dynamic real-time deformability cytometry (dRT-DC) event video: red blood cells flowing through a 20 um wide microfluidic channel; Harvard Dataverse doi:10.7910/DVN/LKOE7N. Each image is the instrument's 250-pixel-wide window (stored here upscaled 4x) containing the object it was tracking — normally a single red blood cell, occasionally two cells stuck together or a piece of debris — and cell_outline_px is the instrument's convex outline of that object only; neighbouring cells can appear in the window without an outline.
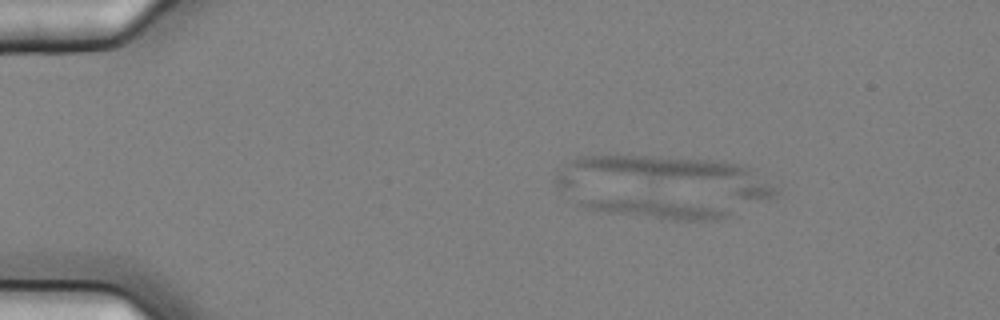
{"species": "common noctule bat (a hibernating species)", "species_latin": "Nyctalus noctula", "temperature_condition": "cold", "stored_images_in_passage": 7, "segment_of_instrument_passage": [1, 2], "camera_frame_rate_fps": 3000, "um_per_image_px": 0.085, "animal": {"sex": "female", "body_mass_g": 25.1}, "frame": {"image": 1, "passage_image": 1, "time_ms": 0.0, "image_size_px": [1000, 320], "cell_outline_px": [[728, 216], [716, 220], [672, 220], [604, 212], [584, 208], [576, 200], [648, 196], [712, 208], [728, 212]], "centroid_in_image_um": [55.55, 17.72], "position_along_channel_um": 29.4, "area_um2": 16.42}}